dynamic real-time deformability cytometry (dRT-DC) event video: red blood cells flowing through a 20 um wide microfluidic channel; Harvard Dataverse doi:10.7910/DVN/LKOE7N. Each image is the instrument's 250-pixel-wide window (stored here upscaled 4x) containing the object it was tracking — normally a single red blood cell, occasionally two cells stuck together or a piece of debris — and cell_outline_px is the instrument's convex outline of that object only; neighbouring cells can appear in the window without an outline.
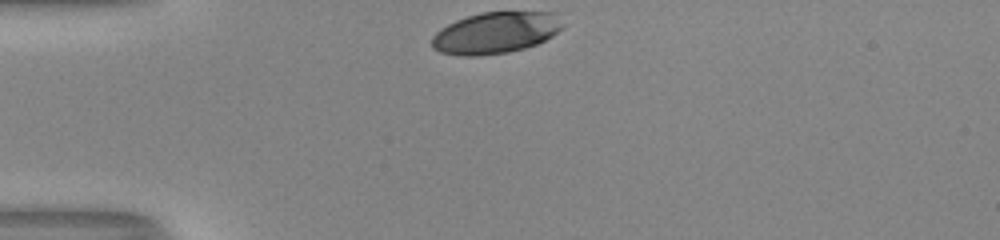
{"species": "human", "species_latin": "Homo sapiens", "temperature_condition": "room temperature", "stored_images_in_passage": 29, "camera_frame_rate_fps": 3000, "um_per_image_px": 0.085, "donor": {"sex": "male"}, "frame": {"image": 1, "passage_image": 1, "time_ms": 0.0, "image_size_px": [1000, 240], "cell_outline_px": [[564, 24], [552, 36], [536, 44], [524, 48], [508, 52], [480, 56], [460, 56], [440, 52], [432, 48], [432, 36], [440, 28], [456, 20], [480, 12], [556, 12]], "centroid_in_image_um": [42.11, 2.79], "position_along_channel_um": 42.9, "area_um2": 31.67}}
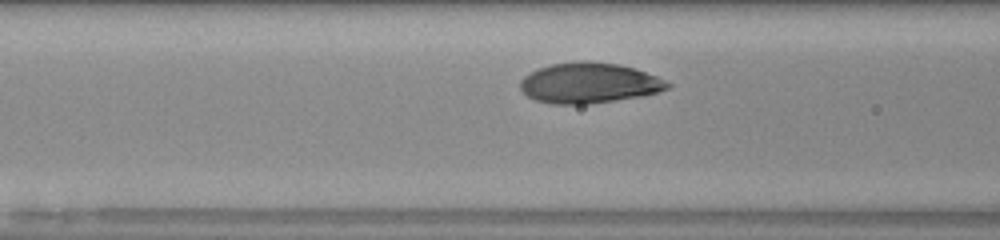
{"frame": {"image": 2, "passage_image": 9, "time_ms": 2.667, "image_size_px": [1000, 240], "cell_outline_px": [[672, 84], [668, 88], [644, 96], [584, 104], [552, 104], [536, 100], [528, 96], [520, 88], [520, 80], [524, 76], [536, 68], [552, 64], [580, 60], [588, 60], [620, 64], [636, 68], [656, 76]], "centroid_in_image_um": [50.06, 7.04], "position_along_channel_um": 116.5, "area_um2": 34.85}}
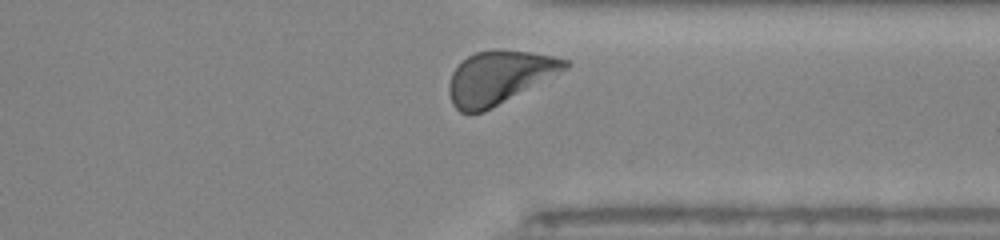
{"frame": {"image": 3, "passage_image": 28, "time_ms": 9.0, "image_size_px": [1000, 240], "cell_outline_px": [[572, 64], [568, 68], [484, 112], [460, 112], [452, 104], [448, 92], [448, 88], [452, 72], [468, 56], [476, 52], [528, 52], [552, 56], [568, 60]], "centroid_in_image_um": [42.42, 6.61], "position_along_channel_um": 369.0, "area_um2": 34.8}, "authors_computed_cell_mechanics": {"area_um2": 33.9864, "velocity_mm_per_s": 3.9874, "shape_relaxation_time_tau1_ms": 1.7131, "shape_relaxation_time_tau2_ms": null, "deformation_change_tau1": 0.1206, "deformation_change_tau2": null}}